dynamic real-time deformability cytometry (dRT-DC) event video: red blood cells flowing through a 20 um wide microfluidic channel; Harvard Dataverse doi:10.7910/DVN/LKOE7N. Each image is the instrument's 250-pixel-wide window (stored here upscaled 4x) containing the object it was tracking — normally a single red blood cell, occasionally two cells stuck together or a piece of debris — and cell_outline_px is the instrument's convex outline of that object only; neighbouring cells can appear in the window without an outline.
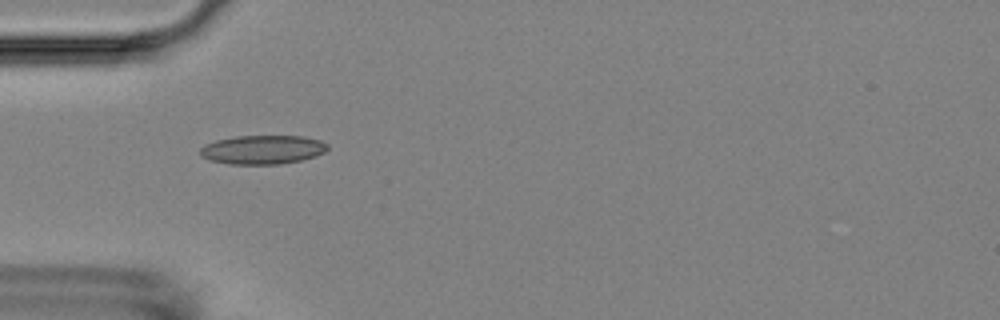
{"species": "Egyptian fruit bat (a non-hibernating species)", "species_latin": "Rousettus aegyptiacus", "temperature_condition": "room temperature", "stored_images_in_passage": 5, "camera_frame_rate_fps": 3000, "um_per_image_px": 0.085, "animal": {"sex": "female"}, "frame": {"image": 1, "passage_image": 5, "time_ms": 4.667, "image_size_px": [1000, 320], "cell_outline_px": [[328, 148], [324, 152], [316, 156], [300, 160], [280, 164], [228, 164], [208, 160], [200, 156], [200, 148], [204, 144], [216, 140], [236, 136], [304, 136], [320, 140], [328, 144]], "centroid_in_image_um": [22.3, 12.72], "position_along_channel_um": 62.7, "area_um2": 21.62}}